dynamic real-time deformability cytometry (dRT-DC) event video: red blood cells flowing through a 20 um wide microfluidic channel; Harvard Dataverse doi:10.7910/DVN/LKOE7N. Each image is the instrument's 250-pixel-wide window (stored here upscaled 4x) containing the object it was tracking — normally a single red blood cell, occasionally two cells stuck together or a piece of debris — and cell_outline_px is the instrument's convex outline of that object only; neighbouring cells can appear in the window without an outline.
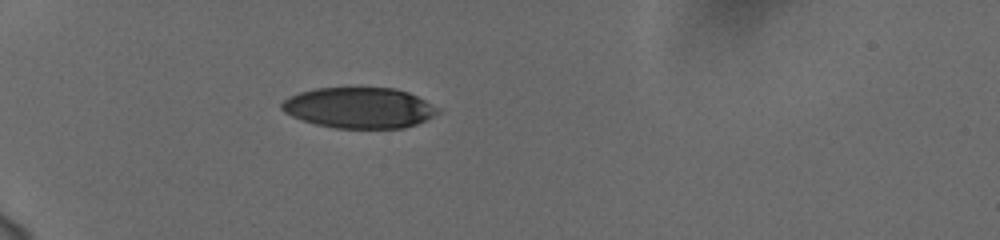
{"species": "human", "species_latin": "Homo sapiens", "temperature_condition": "cold", "stored_images_in_passage": 33, "camera_frame_rate_fps": 3000, "um_per_image_px": 0.085, "donor": {"sex": "female"}, "frame": {"image": 1, "passage_image": 1, "time_ms": 0.0, "image_size_px": [1000, 240], "cell_outline_px": [[440, 112], [416, 124], [404, 128], [336, 128], [316, 124], [292, 116], [284, 112], [280, 108], [280, 104], [284, 100], [300, 92], [316, 88], [396, 88], [408, 92], [440, 108]], "centroid_in_image_um": [30.54, 9.16], "position_along_channel_um": 54.5, "area_um2": 36.82}}
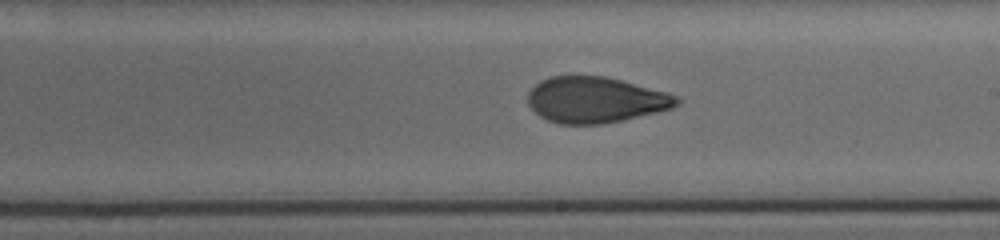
{"frame": {"image": 2, "passage_image": 18, "time_ms": 5.667, "image_size_px": [1000, 240], "cell_outline_px": [[680, 104], [672, 108], [624, 120], [600, 124], [560, 124], [548, 120], [540, 116], [528, 104], [528, 92], [540, 80], [552, 76], [604, 76], [620, 80], [664, 92], [676, 96], [680, 100]], "centroid_in_image_um": [50.59, 8.49], "position_along_channel_um": 238.4, "area_um2": 39.48}}
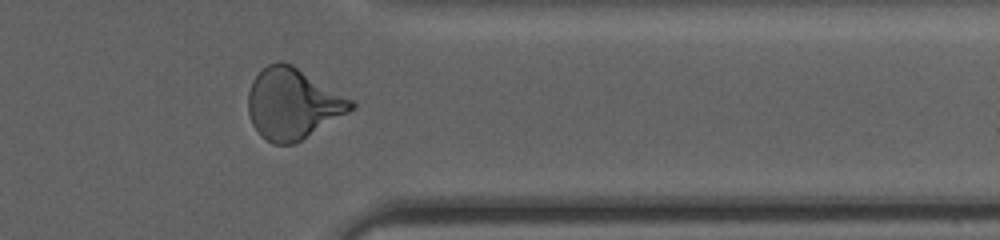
{"frame": {"image": 3, "passage_image": 30, "time_ms": 9.667, "image_size_px": [1000, 240], "cell_outline_px": [[356, 108], [296, 144], [272, 144], [260, 136], [252, 124], [248, 112], [248, 92], [252, 80], [268, 64], [276, 60], [280, 60], [292, 64], [352, 100], [356, 104]], "centroid_in_image_um": [24.87, 8.83], "position_along_channel_um": 386.5, "area_um2": 42.66}, "authors_computed_cell_mechanics": {"area_um2": 40.2288, "velocity_mm_per_s": 3.7718, "shape_relaxation_time_tau1_ms": 5.7264, "shape_relaxation_time_tau2_ms": 1.651, "deformation_change_tau1": 0.1866, "deformation_change_tau2": 0.0768}}